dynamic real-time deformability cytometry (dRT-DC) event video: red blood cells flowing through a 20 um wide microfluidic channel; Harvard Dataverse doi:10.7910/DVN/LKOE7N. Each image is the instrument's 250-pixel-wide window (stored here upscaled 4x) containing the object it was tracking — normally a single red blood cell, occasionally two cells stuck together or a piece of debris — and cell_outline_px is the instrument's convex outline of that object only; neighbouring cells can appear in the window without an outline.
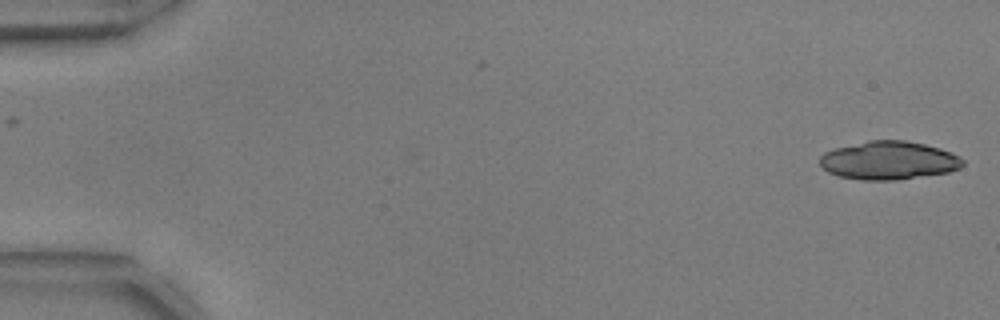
{"species": "common noctule bat (a hibernating species)", "species_latin": "Nyctalus noctula", "temperature_condition": "warm", "stored_images_in_passage": 4, "camera_frame_rate_fps": 3000, "um_per_image_px": 0.085, "animal": {"sex": "male", "body_mass_g": 17.9, "forearm_length_mm": 54.2}, "frame": {"image": 1, "passage_image": 1, "time_ms": 0.0, "image_size_px": [1000, 320], "cell_outline_px": [[964, 164], [960, 168], [948, 172], [896, 180], [864, 180], [840, 176], [828, 172], [820, 164], [820, 156], [824, 152], [836, 148], [868, 140], [904, 140], [924, 144], [940, 148], [952, 152], [960, 156], [964, 160]], "centroid_in_image_um": [75.57, 13.63], "position_along_channel_um": 9.4, "area_um2": 31.91}}